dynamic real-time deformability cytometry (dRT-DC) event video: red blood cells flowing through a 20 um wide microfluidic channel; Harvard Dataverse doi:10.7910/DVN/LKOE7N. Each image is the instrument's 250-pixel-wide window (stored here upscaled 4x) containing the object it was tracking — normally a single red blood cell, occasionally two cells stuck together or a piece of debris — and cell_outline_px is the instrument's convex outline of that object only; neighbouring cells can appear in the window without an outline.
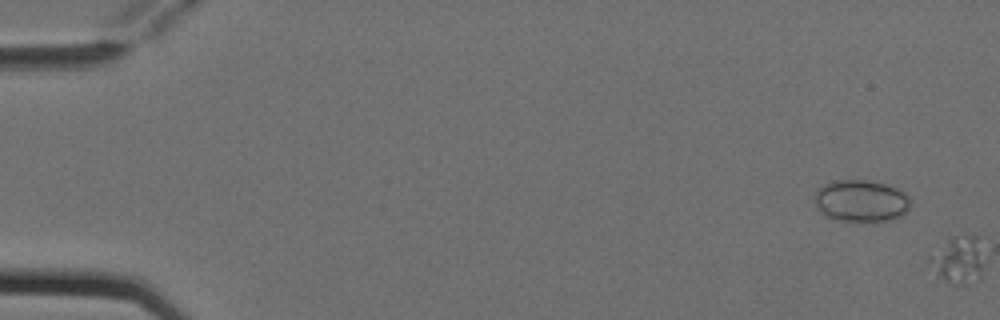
{"species": "Egyptian fruit bat (a non-hibernating species)", "species_latin": "Rousettus aegyptiacus", "temperature_condition": "cold", "stored_images_in_passage": 2, "camera_frame_rate_fps": 3000, "um_per_image_px": 0.085, "animal": {"sex": "female"}, "frame": {"image": 1, "passage_image": 1, "time_ms": 0.0, "image_size_px": [1000, 320], "cell_outline_px": [[912, 196], [908, 208], [900, 216], [892, 220], [872, 224], [836, 220], [824, 216], [816, 208], [816, 188], [832, 180], [868, 180], [884, 184], [896, 188]], "centroid_in_image_um": [73.19, 17.11], "position_along_channel_um": 11.8, "area_um2": 24.22}}